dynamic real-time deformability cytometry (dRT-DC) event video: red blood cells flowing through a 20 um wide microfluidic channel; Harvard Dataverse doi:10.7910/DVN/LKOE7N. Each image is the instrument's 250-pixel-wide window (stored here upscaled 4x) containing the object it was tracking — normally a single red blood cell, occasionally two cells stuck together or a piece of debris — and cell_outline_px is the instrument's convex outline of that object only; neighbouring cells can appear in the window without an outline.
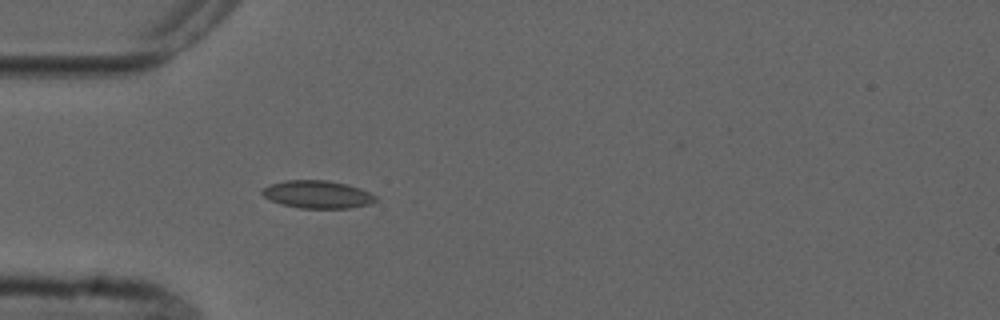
{"species": "common noctule bat (a hibernating species)", "species_latin": "Nyctalus noctula", "temperature_condition": "cold", "stored_images_in_passage": 1, "camera_frame_rate_fps": 3000, "um_per_image_px": 0.085, "animal": {"sex": "male", "forearm_length_mm": 52.5}, "frame": {"image": 1, "passage_image": 1, "time_ms": 0.0, "image_size_px": [1000, 320], "cell_outline_px": [[376, 200], [368, 204], [348, 208], [300, 208], [280, 204], [264, 196], [260, 192], [268, 184], [284, 180], [328, 180], [360, 188], [376, 196]], "centroid_in_image_um": [26.94, 16.52], "position_along_channel_um": 58.1, "area_um2": 18.21}}